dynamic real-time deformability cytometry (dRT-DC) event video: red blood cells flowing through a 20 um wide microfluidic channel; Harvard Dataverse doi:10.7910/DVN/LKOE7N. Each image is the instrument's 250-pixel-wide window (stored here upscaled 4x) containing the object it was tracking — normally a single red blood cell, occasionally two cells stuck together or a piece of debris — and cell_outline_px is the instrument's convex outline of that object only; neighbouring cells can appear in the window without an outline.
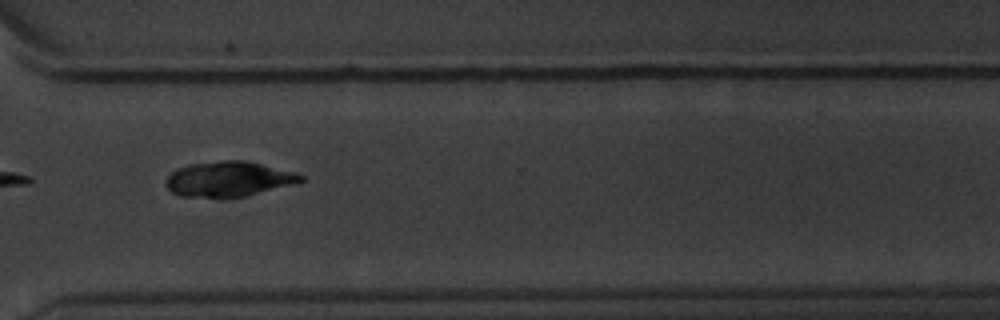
{"species": "common noctule bat (a hibernating species)", "species_latin": "Nyctalus noctula", "temperature_condition": "warm", "stored_images_in_passage": 15, "camera_frame_rate_fps": 3000, "um_per_image_px": 0.085, "animal": {"sex": "male", "body_mass_g": 20.1, "forearm_length_mm": 53.5}, "frame": {"image": 1, "passage_image": 11, "time_ms": 12.0, "image_size_px": [1000, 320], "cell_outline_px": [[304, 180], [292, 184], [244, 196], [180, 196], [172, 192], [164, 184], [164, 180], [176, 168], [188, 164], [220, 160], [244, 160], [292, 172], [304, 176]], "centroid_in_image_um": [19.35, 15.19], "position_along_channel_um": 351.2, "area_um2": 27.05}, "authors_computed_cell_mechanics": {"area_um2": 27.1082, "velocity_mm_per_s": 3.3806, "shape_relaxation_time_tau1_ms": 4.8834, "shape_relaxation_time_tau2_ms": null, "deformation_change_tau1": 0.1619, "deformation_change_tau2": null}}